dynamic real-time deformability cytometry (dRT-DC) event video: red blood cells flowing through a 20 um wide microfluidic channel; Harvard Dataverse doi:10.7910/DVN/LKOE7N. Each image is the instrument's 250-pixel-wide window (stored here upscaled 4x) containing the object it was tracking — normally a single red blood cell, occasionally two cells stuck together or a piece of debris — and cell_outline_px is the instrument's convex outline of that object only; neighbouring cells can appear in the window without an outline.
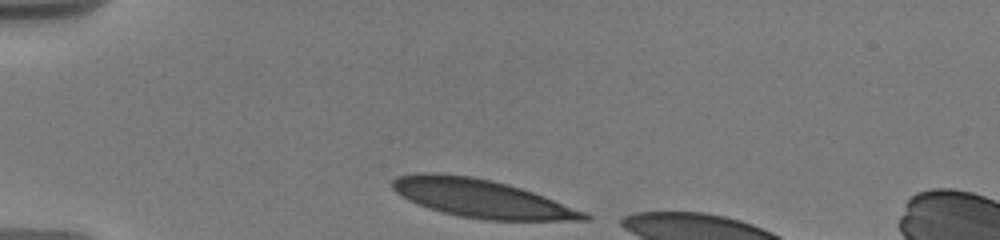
{"species": "human", "species_latin": "Homo sapiens", "temperature_condition": "warm", "stored_images_in_passage": 30, "camera_frame_rate_fps": 3000, "um_per_image_px": 0.085, "donor": {"sex": "male"}, "frame": {"image": 1, "passage_image": 1, "time_ms": 0.0, "image_size_px": [1000, 240], "cell_outline_px": [[592, 220], [488, 220], [460, 216], [428, 208], [408, 200], [400, 196], [392, 188], [392, 180], [396, 176], [416, 172], [436, 172], [472, 176], [508, 184], [544, 196], [584, 212], [592, 216]], "centroid_in_image_um": [40.86, 16.85], "position_along_channel_um": 44.1, "area_um2": 42.48}}
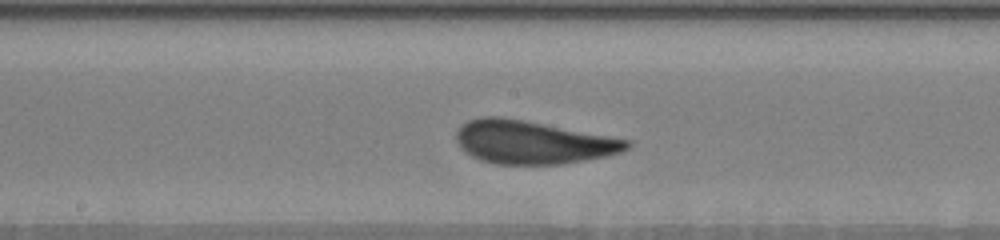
{"frame": {"image": 2, "passage_image": 15, "time_ms": 5.333, "image_size_px": [1000, 240], "cell_outline_px": [[632, 144], [628, 148], [620, 152], [604, 156], [564, 164], [496, 164], [480, 160], [472, 156], [460, 148], [456, 140], [456, 132], [460, 124], [468, 120], [480, 116], [500, 116], [524, 120], [632, 140]], "centroid_in_image_um": [45.24, 12.08], "position_along_channel_um": 203.0, "area_um2": 43.06}}
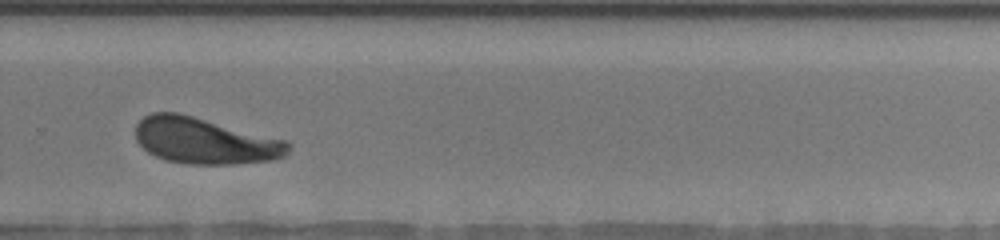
{"frame": {"image": 3, "passage_image": 24, "time_ms": 8.333, "image_size_px": [1000, 240], "cell_outline_px": [[292, 144], [288, 152], [284, 156], [272, 160], [232, 164], [188, 164], [164, 160], [148, 152], [136, 140], [136, 124], [144, 116], [152, 112], [180, 112], [288, 140]], "centroid_in_image_um": [17.43, 11.95], "position_along_channel_um": 312.4, "area_um2": 41.56}}